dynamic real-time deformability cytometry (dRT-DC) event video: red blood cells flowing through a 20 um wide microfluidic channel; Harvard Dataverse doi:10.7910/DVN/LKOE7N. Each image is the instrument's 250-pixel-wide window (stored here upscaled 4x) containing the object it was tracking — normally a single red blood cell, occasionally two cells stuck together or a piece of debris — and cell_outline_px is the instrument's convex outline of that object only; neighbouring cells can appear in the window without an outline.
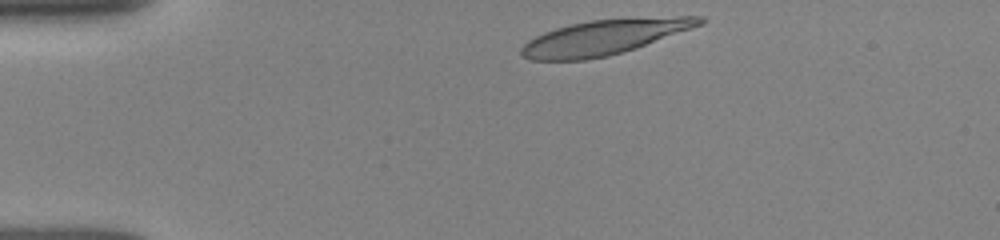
{"species": "human", "species_latin": "Homo sapiens", "temperature_condition": "room temperature", "stored_images_in_passage": 39, "camera_frame_rate_fps": 3000, "um_per_image_px": 0.085, "donor": {"sex": "female"}, "frame": {"image": 1, "passage_image": 1, "time_ms": 0.0, "image_size_px": [1000, 240], "cell_outline_px": [[704, 24], [636, 48], [608, 56], [584, 60], [528, 60], [520, 52], [520, 48], [528, 40], [544, 32], [556, 28], [572, 24], [592, 20], [680, 16], [704, 16]], "centroid_in_image_um": [51.36, 3.17], "position_along_channel_um": 33.6, "area_um2": 36.07}}
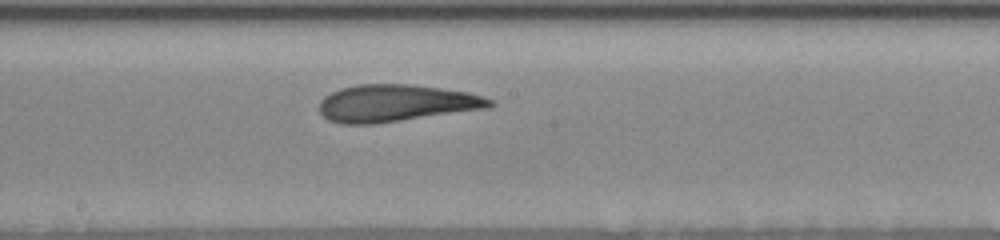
{"frame": {"image": 2, "passage_image": 19, "time_ms": 6.0, "image_size_px": [1000, 240], "cell_outline_px": [[496, 104], [488, 108], [372, 124], [340, 124], [328, 120], [320, 112], [320, 100], [324, 96], [340, 88], [356, 84], [408, 84], [440, 88], [468, 92], [492, 100]], "centroid_in_image_um": [33.62, 8.76], "position_along_channel_um": 214.6, "area_um2": 36.65}}
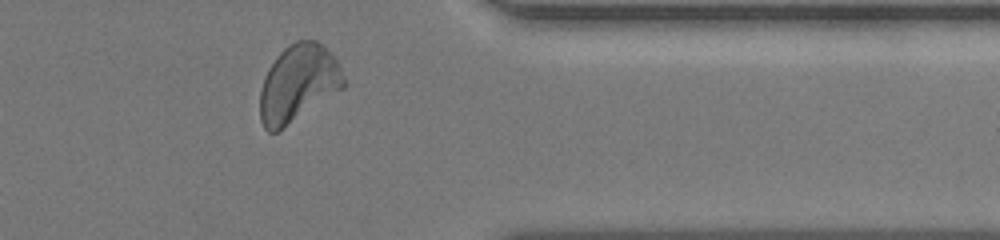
{"frame": {"image": 3, "passage_image": 33, "time_ms": 10.667, "image_size_px": [1000, 240], "cell_outline_px": [[348, 84], [344, 88], [276, 132], [268, 132], [264, 128], [260, 120], [260, 92], [264, 76], [268, 68], [276, 56], [284, 48], [296, 40], [316, 40], [324, 44], [336, 60]], "centroid_in_image_um": [25.35, 7.06], "position_along_channel_um": 386.0, "area_um2": 37.63}, "authors_computed_cell_mechanics": {"area_um2": 36.6452, "velocity_mm_per_s": 3.8798, "shape_relaxation_time_tau1_ms": 4.9331, "shape_relaxation_time_tau2_ms": 1.5272, "deformation_change_tau1": 0.2033, "deformation_change_tau2": 0.0931}}